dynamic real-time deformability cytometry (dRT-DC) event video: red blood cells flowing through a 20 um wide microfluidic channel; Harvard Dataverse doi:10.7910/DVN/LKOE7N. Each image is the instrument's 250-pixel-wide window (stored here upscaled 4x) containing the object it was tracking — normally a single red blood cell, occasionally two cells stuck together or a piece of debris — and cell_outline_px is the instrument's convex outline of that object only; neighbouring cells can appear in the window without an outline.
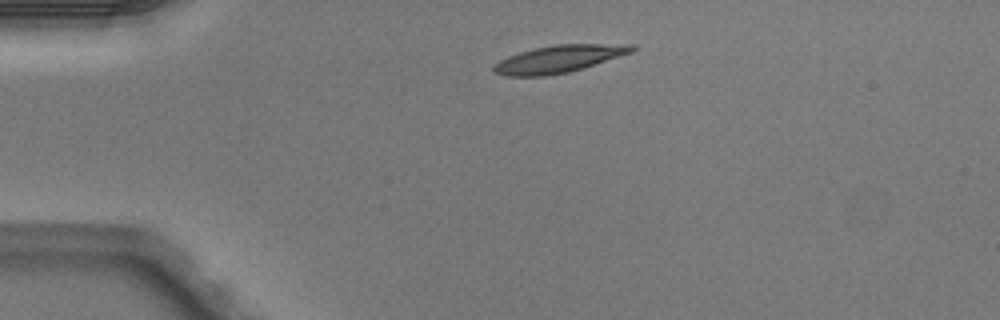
{"species": "Egyptian fruit bat (a non-hibernating species)", "species_latin": "Rousettus aegyptiacus", "temperature_condition": "warm", "stored_images_in_passage": 40, "camera_frame_rate_fps": 3000, "um_per_image_px": 0.085, "animal": {"sex": "male"}, "frame": {"image": 1, "passage_image": 1, "time_ms": 0.0, "image_size_px": [1000, 320], "cell_outline_px": [[636, 48], [632, 52], [568, 72], [544, 76], [508, 76], [492, 72], [492, 68], [500, 60], [508, 56], [520, 52], [536, 48], [556, 44], [632, 44]], "centroid_in_image_um": [47.47, 5.01], "position_along_channel_um": 37.5, "area_um2": 21.62}}
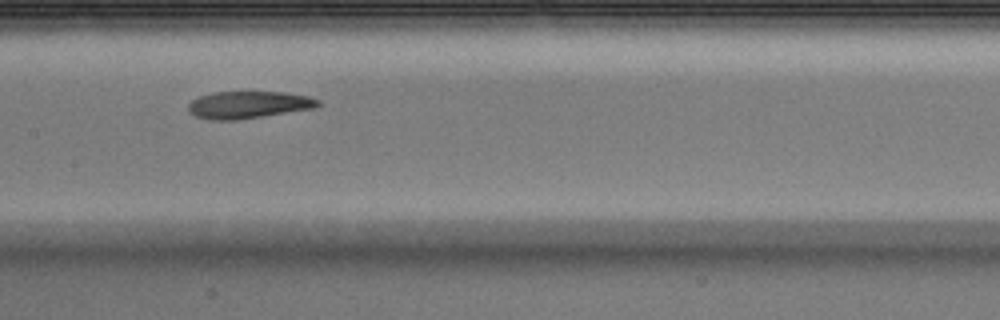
{"frame": {"image": 2, "passage_image": 15, "time_ms": 4.667, "image_size_px": [1000, 320], "cell_outline_px": [[320, 104], [312, 108], [236, 120], [208, 120], [196, 116], [188, 112], [188, 104], [192, 100], [200, 96], [212, 92], [284, 92], [308, 96], [320, 100]], "centroid_in_image_um": [21.06, 8.9], "position_along_channel_um": 186.3, "area_um2": 20.4}}
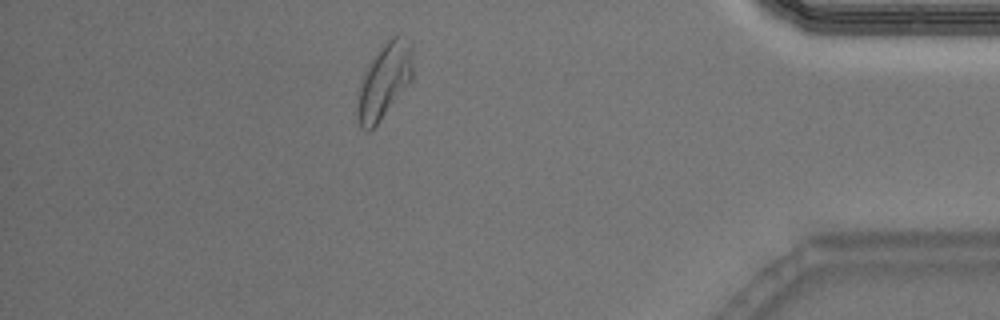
{"frame": {"image": 3, "passage_image": 34, "time_ms": 11.0, "image_size_px": [1000, 320], "cell_outline_px": [[412, 80], [376, 124], [368, 132], [360, 128], [356, 112], [356, 108], [360, 88], [368, 64], [372, 56], [380, 44], [384, 40], [396, 32], [412, 40]], "centroid_in_image_um": [32.68, 6.77], "position_along_channel_um": 402.5, "area_um2": 24.57}, "authors_computed_cell_mechanics": {"area_um2": 21.1548, "velocity_mm_per_s": 4.0253, "shape_relaxation_time_tau1_ms": 9.8153, "shape_relaxation_time_tau2_ms": 3.3732, "deformation_change_tau1": 0.2892, "deformation_change_tau2": 0.1119}}